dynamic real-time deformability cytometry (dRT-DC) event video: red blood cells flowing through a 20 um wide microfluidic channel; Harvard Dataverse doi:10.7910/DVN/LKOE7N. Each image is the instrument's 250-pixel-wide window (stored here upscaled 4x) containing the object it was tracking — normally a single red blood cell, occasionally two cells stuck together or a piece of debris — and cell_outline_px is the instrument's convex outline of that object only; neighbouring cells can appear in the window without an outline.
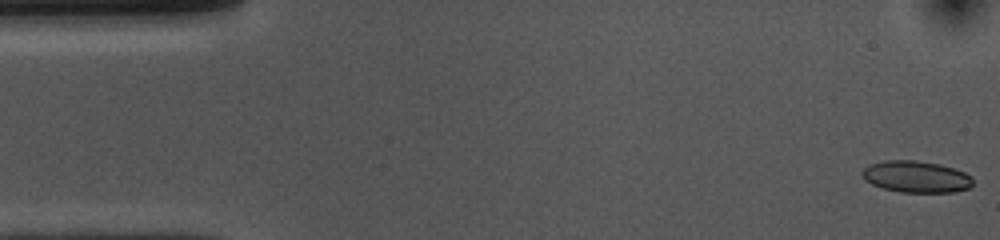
{"species": "common noctule bat (a hibernating species)", "species_latin": "Nyctalus noctula", "temperature_condition": "cold", "stored_images_in_passage": 52, "camera_frame_rate_fps": 3000, "um_per_image_px": 0.085, "animal": {"sex": "female", "body_mass_g": 10.0, "forearm_length_mm": 53.1}, "frame": {"image": 1, "passage_image": 1, "time_ms": 0.0, "image_size_px": [1000, 240], "cell_outline_px": [[972, 184], [968, 188], [956, 192], [900, 192], [884, 188], [872, 184], [864, 180], [860, 176], [860, 172], [868, 164], [884, 160], [916, 160], [940, 164], [964, 172], [972, 176]], "centroid_in_image_um": [77.83, 15.01], "position_along_channel_um": 7.2, "area_um2": 20.58}}
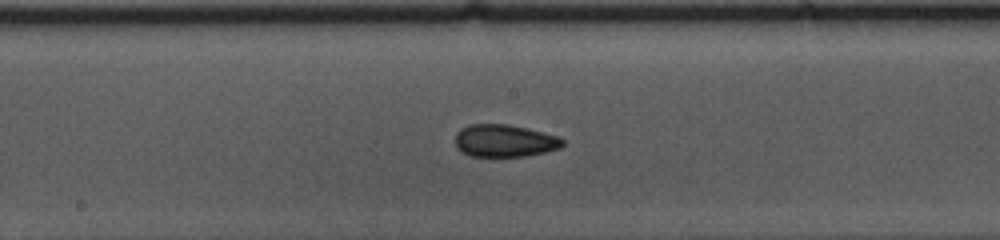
{"frame": {"image": 2, "passage_image": 26, "time_ms": 8.333, "image_size_px": [1000, 240], "cell_outline_px": [[564, 144], [560, 148], [544, 152], [524, 156], [472, 156], [456, 148], [456, 132], [460, 128], [468, 124], [508, 124], [528, 128], [560, 136], [564, 140]], "centroid_in_image_um": [42.9, 11.95], "position_along_channel_um": 205.3, "area_um2": 20.4}}
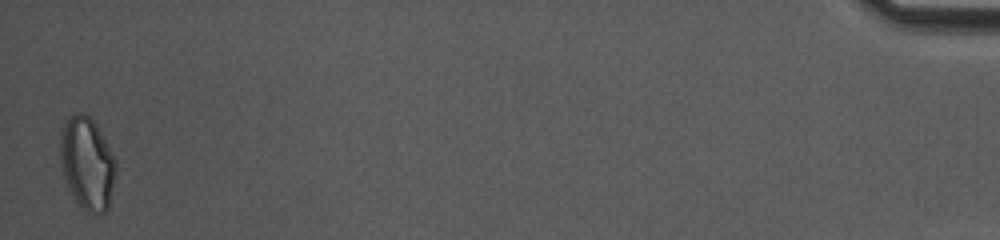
{"frame": {"image": 3, "passage_image": 52, "time_ms": 17.0, "image_size_px": [1000, 240], "cell_outline_px": [[116, 172], [108, 208], [104, 212], [84, 212], [76, 200], [64, 176], [60, 156], [60, 132], [64, 120], [68, 116], [76, 112], [80, 112], [88, 116], [92, 120], [116, 160]], "centroid_in_image_um": [7.39, 13.86], "position_along_channel_um": 427.8, "area_um2": 29.54}, "authors_computed_cell_mechanics": {"area_um2": 20.6924, "velocity_mm_per_s": 3.7251, "shape_relaxation_time_tau1_ms": null, "shape_relaxation_time_tau2_ms": 2.8014, "deformation_change_tau1": null, "deformation_change_tau2": 0.0904}}